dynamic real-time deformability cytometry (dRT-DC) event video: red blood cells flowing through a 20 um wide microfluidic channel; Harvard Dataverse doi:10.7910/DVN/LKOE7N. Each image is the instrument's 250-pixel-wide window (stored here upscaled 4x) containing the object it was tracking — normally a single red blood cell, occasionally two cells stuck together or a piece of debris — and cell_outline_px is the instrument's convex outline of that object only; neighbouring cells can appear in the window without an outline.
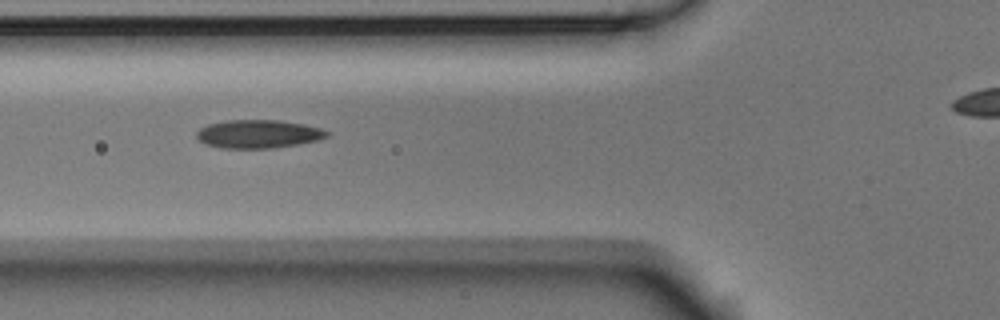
{"species": "Egyptian fruit bat (a non-hibernating species)", "species_latin": "Rousettus aegyptiacus", "temperature_condition": "room temperature", "stored_images_in_passage": 9, "camera_frame_rate_fps": 3000, "um_per_image_px": 0.085, "animal": {"sex": "male"}, "frame": {"image": 1, "passage_image": 2, "time_ms": 0.333, "image_size_px": [1000, 320], "cell_outline_px": [[328, 136], [320, 140], [300, 144], [268, 148], [224, 148], [204, 144], [196, 136], [196, 132], [200, 128], [208, 124], [228, 120], [280, 120], [304, 124], [320, 128], [328, 132]], "centroid_in_image_um": [21.96, 11.38], "position_along_channel_um": 103.8, "area_um2": 21.5}}
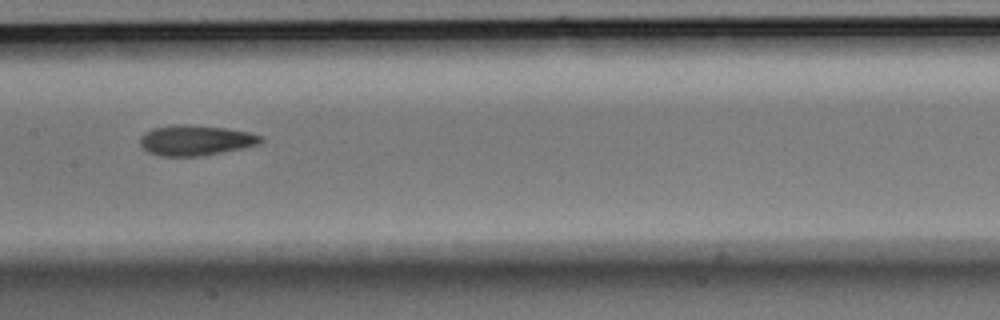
{"frame": {"image": 2, "passage_image": 4, "time_ms": 1.0, "image_size_px": [1000, 320], "cell_outline_px": [[264, 140], [260, 144], [220, 152], [196, 156], [160, 156], [148, 152], [140, 144], [140, 136], [144, 132], [152, 128], [172, 124], [184, 124], [224, 128], [248, 132], [264, 136]], "centroid_in_image_um": [16.6, 11.91], "position_along_channel_um": 190.8, "area_um2": 21.27}}
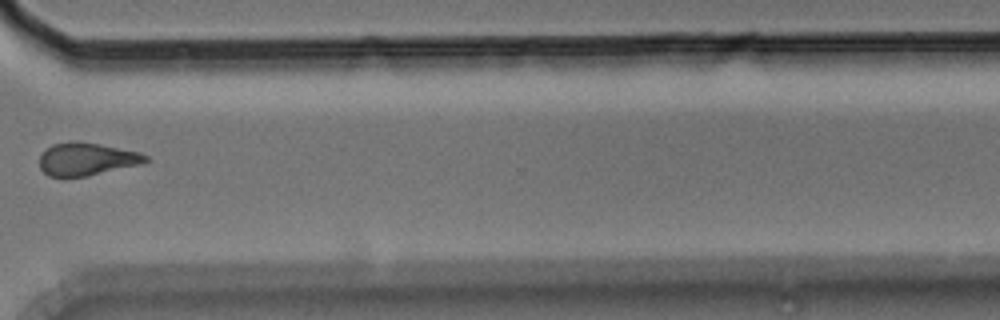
{"frame": {"image": 3, "passage_image": 8, "time_ms": 2.333, "image_size_px": [1000, 320], "cell_outline_px": [[152, 160], [144, 164], [88, 176], [48, 176], [40, 168], [40, 156], [52, 144], [72, 140], [80, 140], [140, 152], [148, 156]], "centroid_in_image_um": [7.44, 13.51], "position_along_channel_um": 363.2, "area_um2": 20.58}}